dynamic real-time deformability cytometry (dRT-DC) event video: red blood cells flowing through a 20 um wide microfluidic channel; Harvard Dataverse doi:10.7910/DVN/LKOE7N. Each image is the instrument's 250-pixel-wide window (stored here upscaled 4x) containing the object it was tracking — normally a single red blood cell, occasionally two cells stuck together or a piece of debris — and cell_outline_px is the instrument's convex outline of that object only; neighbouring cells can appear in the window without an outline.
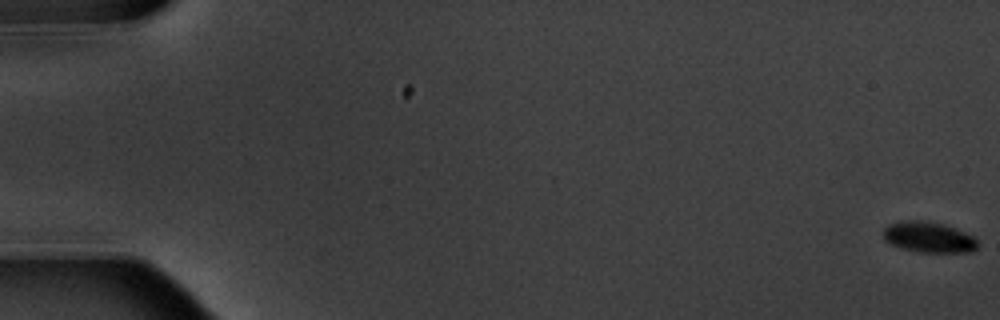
{"species": "common noctule bat (a hibernating species)", "species_latin": "Nyctalus noctula", "temperature_condition": "warm", "stored_images_in_passage": 11, "camera_frame_rate_fps": 3000, "um_per_image_px": 0.085, "animal": {"sex": "male", "body_mass_g": 20.1, "forearm_length_mm": 53.5}, "frame": {"image": 1, "passage_image": 1, "time_ms": 0.0, "image_size_px": [1000, 320], "cell_outline_px": [[976, 248], [972, 252], [920, 252], [904, 248], [892, 244], [884, 240], [884, 228], [888, 224], [908, 220], [924, 220], [940, 224], [952, 228], [972, 236], [976, 240]], "centroid_in_image_um": [78.9, 20.16], "position_along_channel_um": 6.1, "area_um2": 16.42}}
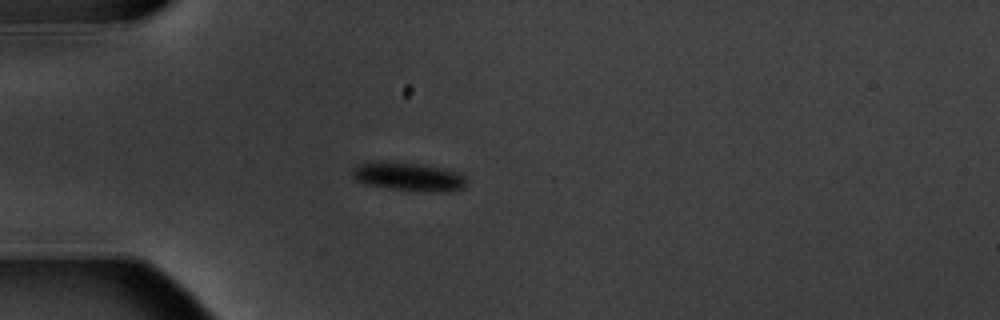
{"frame": {"image": 2, "passage_image": 5, "time_ms": 5.667, "image_size_px": [1000, 320], "cell_outline_px": [[464, 188], [452, 192], [432, 192], [388, 188], [364, 184], [356, 180], [352, 176], [352, 168], [360, 164], [384, 160], [420, 164], [444, 168], [456, 172], [464, 176]], "centroid_in_image_um": [34.7, 15.01], "position_along_channel_um": 50.3, "area_um2": 19.13}}